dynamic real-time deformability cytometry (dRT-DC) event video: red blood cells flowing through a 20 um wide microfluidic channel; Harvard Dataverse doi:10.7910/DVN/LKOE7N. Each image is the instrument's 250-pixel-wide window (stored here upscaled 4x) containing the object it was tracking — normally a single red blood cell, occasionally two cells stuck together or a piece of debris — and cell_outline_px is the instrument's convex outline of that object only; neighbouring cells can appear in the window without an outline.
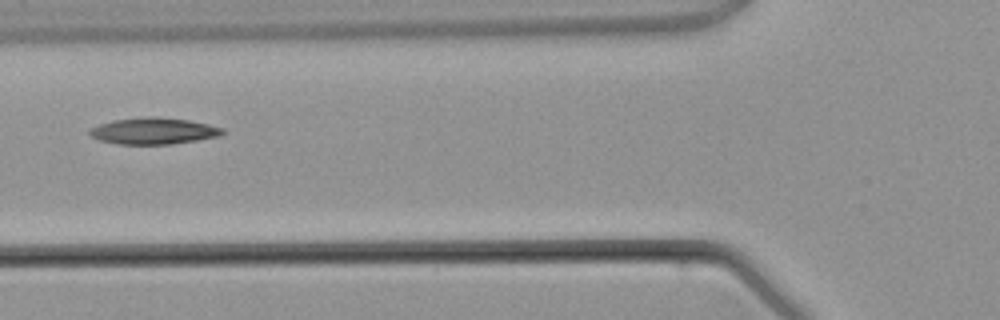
{"species": "common noctule bat (a hibernating species)", "species_latin": "Nyctalus noctula", "temperature_condition": "warm", "stored_images_in_passage": 3, "camera_frame_rate_fps": 3000, "um_per_image_px": 0.085, "animal": {"sex": "male", "body_mass_g": 21.5, "forearm_length_mm": 52.0}, "frame": {"image": 1, "passage_image": 3, "time_ms": 2.667, "image_size_px": [1000, 320], "cell_outline_px": [[224, 132], [220, 136], [172, 144], [116, 144], [100, 140], [92, 136], [88, 132], [92, 128], [100, 124], [112, 120], [188, 120], [208, 124], [224, 128]], "centroid_in_image_um": [13.08, 11.19], "position_along_channel_um": 112.7, "area_um2": 19.25}}